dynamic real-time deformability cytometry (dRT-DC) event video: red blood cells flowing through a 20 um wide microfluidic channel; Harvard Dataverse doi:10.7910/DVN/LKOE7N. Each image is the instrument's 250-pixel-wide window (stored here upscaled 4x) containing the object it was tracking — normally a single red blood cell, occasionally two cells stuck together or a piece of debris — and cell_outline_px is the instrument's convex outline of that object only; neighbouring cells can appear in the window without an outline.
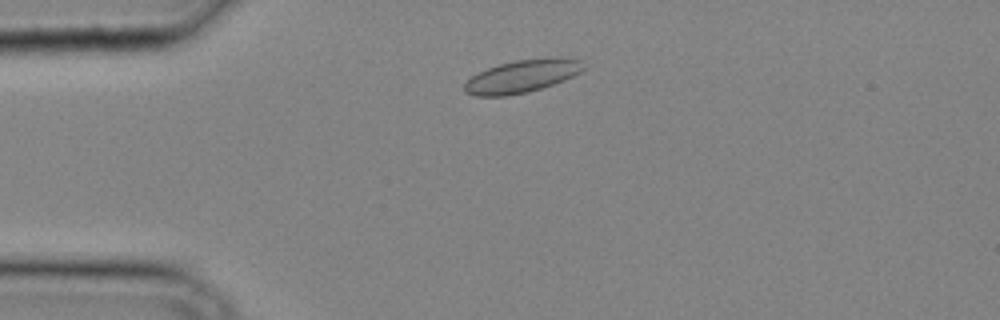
{"species": "common noctule bat (a hibernating species)", "species_latin": "Nyctalus noctula", "temperature_condition": "cold", "stored_images_in_passage": 27, "camera_frame_rate_fps": 3000, "um_per_image_px": 0.085, "animal": {"sex": "male", "body_mass_g": 20.4}, "frame": {"image": 1, "passage_image": 4, "time_ms": 1.0, "image_size_px": [1000, 320], "cell_outline_px": [[588, 68], [564, 80], [528, 92], [508, 96], [476, 96], [464, 92], [464, 84], [472, 76], [488, 68], [500, 64], [516, 60], [544, 56], [560, 56], [580, 60]], "centroid_in_image_um": [44.42, 6.45], "position_along_channel_um": 40.6, "area_um2": 23.0}}
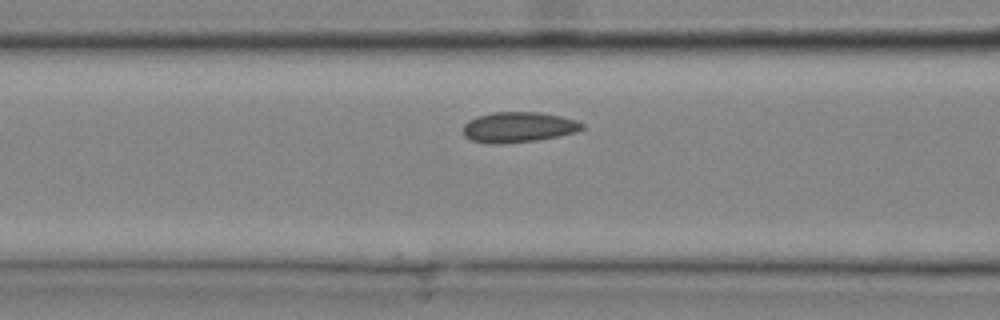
{"frame": {"image": 2, "passage_image": 10, "time_ms": 3.0, "image_size_px": [1000, 320], "cell_outline_px": [[584, 128], [576, 132], [560, 136], [536, 140], [500, 144], [488, 144], [472, 140], [464, 136], [464, 124], [468, 120], [476, 116], [492, 112], [540, 112], [560, 116], [576, 120], [584, 124]], "centroid_in_image_um": [44.06, 10.81], "position_along_channel_um": 122.5, "area_um2": 21.21}}
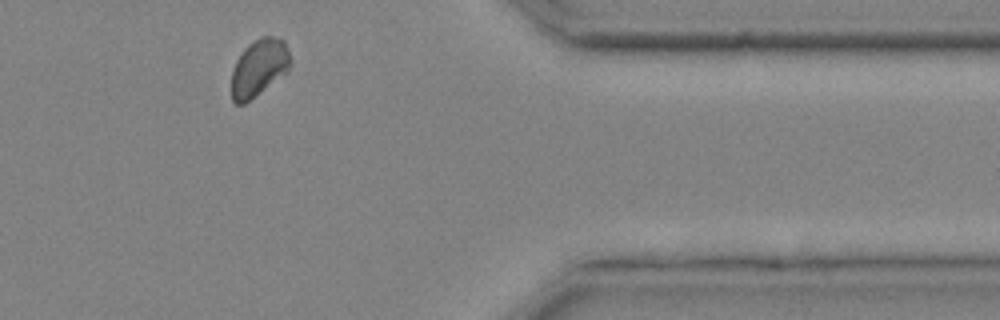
{"frame": {"image": 3, "passage_image": 26, "time_ms": 8.333, "image_size_px": [1000, 320], "cell_outline_px": [[292, 64], [288, 72], [244, 104], [236, 104], [232, 100], [232, 68], [236, 60], [244, 48], [248, 44], [260, 36], [272, 36], [284, 40], [288, 48], [292, 60]], "centroid_in_image_um": [22.04, 5.73], "position_along_channel_um": 389.4, "area_um2": 19.88}}